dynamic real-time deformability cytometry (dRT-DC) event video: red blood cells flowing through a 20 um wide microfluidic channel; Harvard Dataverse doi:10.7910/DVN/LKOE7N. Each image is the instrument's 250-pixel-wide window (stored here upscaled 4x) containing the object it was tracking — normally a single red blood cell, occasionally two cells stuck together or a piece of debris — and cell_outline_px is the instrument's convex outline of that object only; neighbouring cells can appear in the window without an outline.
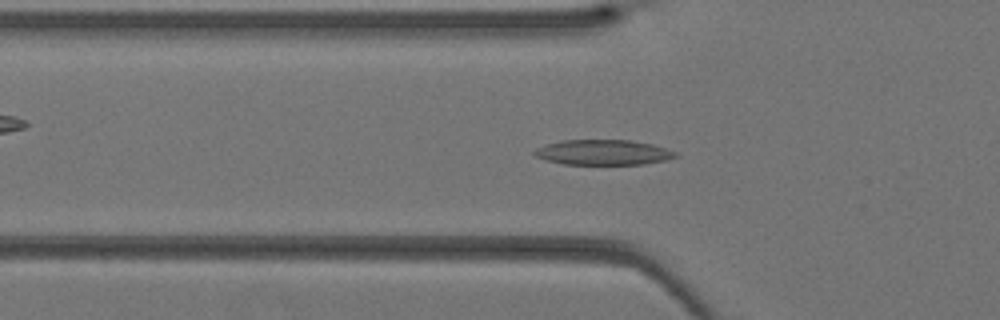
{"species": "Egyptian fruit bat (a non-hibernating species)", "species_latin": "Rousettus aegyptiacus", "temperature_condition": "warm", "stored_images_in_passage": 40, "camera_frame_rate_fps": 3000, "um_per_image_px": 0.085, "animal": {"sex": "female"}, "frame": {"image": 1, "passage_image": 13, "time_ms": 4.0, "image_size_px": [1000, 320], "cell_outline_px": [[680, 156], [668, 160], [644, 164], [564, 164], [548, 160], [536, 156], [532, 152], [536, 148], [560, 140], [628, 140], [652, 144], [676, 152]], "centroid_in_image_um": [51.31, 12.95], "position_along_channel_um": 74.5, "area_um2": 20.63}}
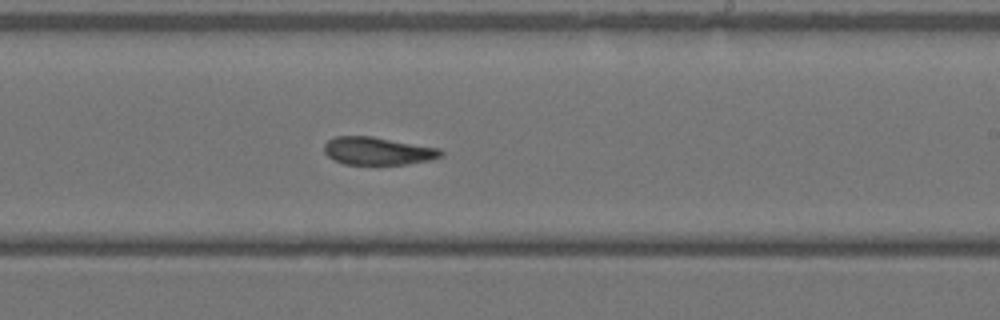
{"frame": {"image": 2, "passage_image": 24, "time_ms": 7.667, "image_size_px": [1000, 320], "cell_outline_px": [[444, 152], [440, 156], [432, 160], [408, 164], [344, 164], [332, 160], [324, 152], [324, 144], [328, 140], [336, 136], [372, 136], [440, 148]], "centroid_in_image_um": [32.1, 12.83], "position_along_channel_um": 256.9, "area_um2": 19.02}}
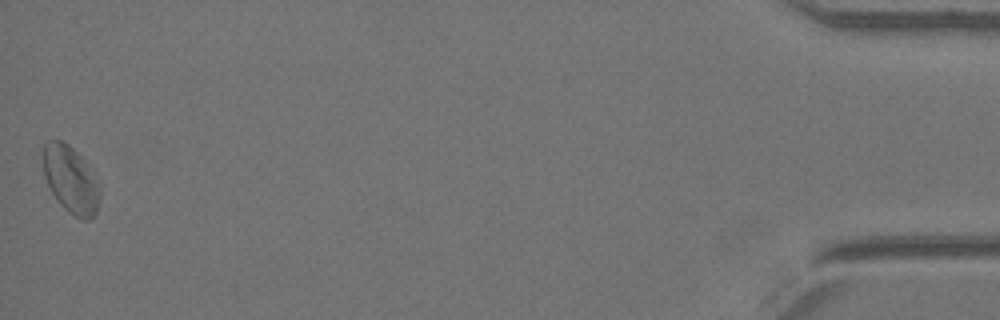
{"frame": {"image": 3, "passage_image": 40, "time_ms": 13.0, "image_size_px": [1000, 320], "cell_outline_px": [[100, 196], [96, 212], [88, 220], [80, 220], [68, 212], [56, 200], [44, 176], [40, 156], [44, 144], [48, 140], [64, 140], [96, 172], [100, 188]], "centroid_in_image_um": [6.0, 15.24], "position_along_channel_um": 429.2, "area_um2": 22.89}}